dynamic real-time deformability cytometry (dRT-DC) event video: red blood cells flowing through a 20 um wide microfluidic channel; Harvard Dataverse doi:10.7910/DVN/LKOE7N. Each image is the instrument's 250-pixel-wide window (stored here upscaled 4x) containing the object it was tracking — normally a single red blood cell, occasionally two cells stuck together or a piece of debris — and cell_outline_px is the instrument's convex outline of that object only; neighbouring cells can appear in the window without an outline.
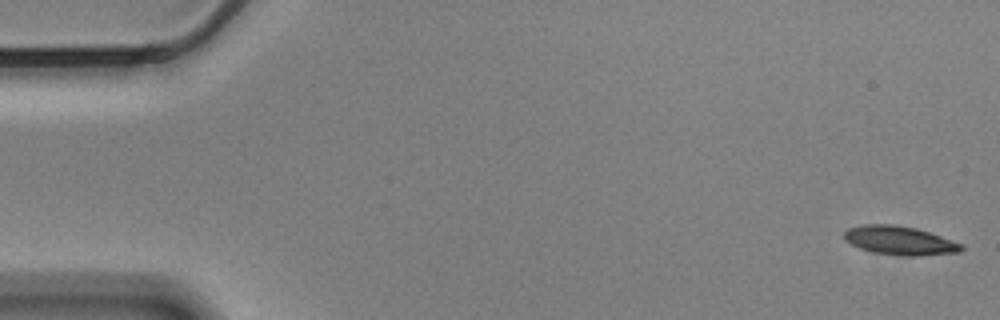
{"species": "Egyptian fruit bat (a non-hibernating species)", "species_latin": "Rousettus aegyptiacus", "temperature_condition": "cold", "stored_images_in_passage": 57, "camera_frame_rate_fps": 3000, "um_per_image_px": 0.085, "animal": {"sex": "male"}, "frame": {"image": 1, "passage_image": 1, "time_ms": 0.0, "image_size_px": [1000, 320], "cell_outline_px": [[964, 248], [960, 252], [916, 256], [904, 256], [872, 252], [860, 248], [844, 240], [844, 232], [848, 228], [860, 224], [896, 224], [916, 228], [964, 244]], "centroid_in_image_um": [76.46, 20.44], "position_along_channel_um": 8.5, "area_um2": 19.77}}
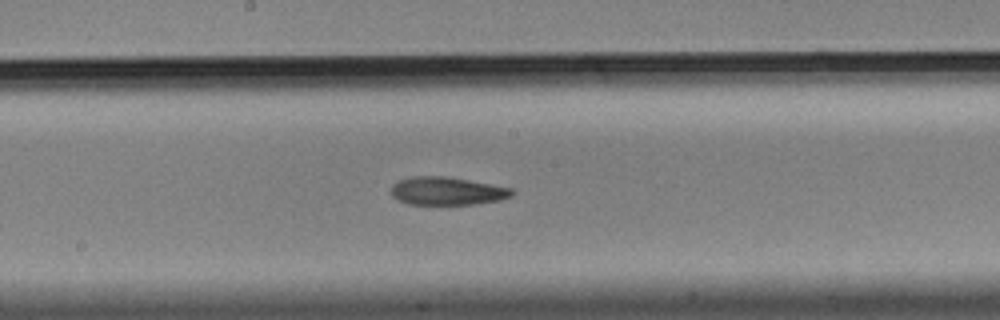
{"frame": {"image": 2, "passage_image": 30, "time_ms": 9.667, "image_size_px": [1000, 320], "cell_outline_px": [[516, 192], [512, 196], [500, 200], [472, 204], [408, 204], [392, 196], [392, 184], [400, 180], [412, 176], [444, 176], [468, 180], [512, 188]], "centroid_in_image_um": [38.02, 16.23], "position_along_channel_um": 210.2, "area_um2": 19.59}}
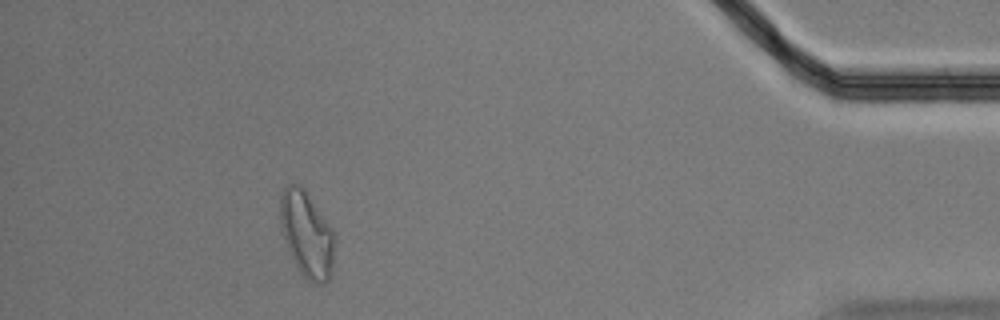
{"frame": {"image": 3, "passage_image": 52, "time_ms": 17.0, "image_size_px": [1000, 320], "cell_outline_px": [[336, 244], [332, 272], [328, 280], [324, 284], [316, 284], [308, 280], [300, 272], [292, 260], [284, 240], [280, 224], [280, 196], [284, 188], [288, 184], [300, 184], [304, 188], [332, 228]], "centroid_in_image_um": [26.08, 19.93], "position_along_channel_um": 409.1, "area_um2": 27.63}, "authors_computed_cell_mechanics": {"area_um2": 20.2878, "velocity_mm_per_s": 3.4558, "shape_relaxation_time_tau1_ms": 7.14, "shape_relaxation_time_tau2_ms": 4.9888, "deformation_change_tau1": 0.1754, "deformation_change_tau2": 0.1287}}